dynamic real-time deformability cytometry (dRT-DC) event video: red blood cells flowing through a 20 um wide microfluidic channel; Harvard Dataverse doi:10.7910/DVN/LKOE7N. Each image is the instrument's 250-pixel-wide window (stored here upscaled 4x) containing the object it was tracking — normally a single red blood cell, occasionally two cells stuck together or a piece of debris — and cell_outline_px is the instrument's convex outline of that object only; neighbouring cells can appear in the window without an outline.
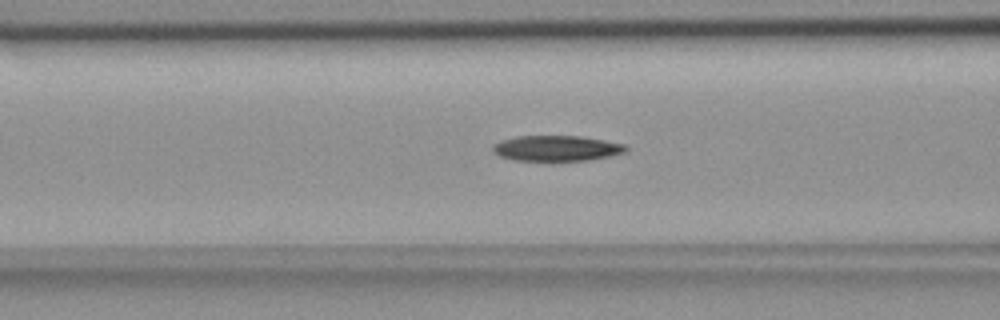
{"species": "common noctule bat (a hibernating species)", "species_latin": "Nyctalus noctula", "temperature_condition": "room temperature", "stored_images_in_passage": 34, "camera_frame_rate_fps": 3000, "um_per_image_px": 0.085, "animal": {"sex": "female", "body_mass_g": 18.4}, "frame": {"image": 1, "passage_image": 8, "time_ms": 2.333, "image_size_px": [1000, 320], "cell_outline_px": [[628, 152], [588, 160], [516, 160], [500, 156], [492, 152], [492, 144], [500, 140], [516, 136], [580, 136], [604, 140], [624, 144], [628, 148]], "centroid_in_image_um": [47.29, 12.59], "position_along_channel_um": 119.3, "area_um2": 19.77}}
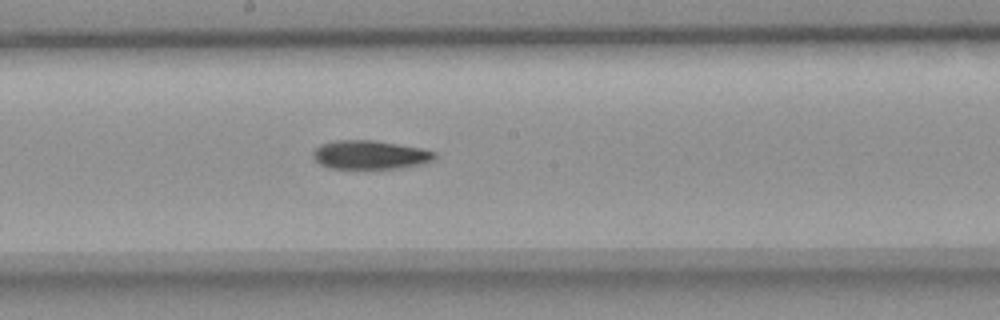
{"frame": {"image": 2, "passage_image": 16, "time_ms": 5.0, "image_size_px": [1000, 320], "cell_outline_px": [[436, 156], [432, 160], [420, 164], [400, 168], [328, 168], [320, 164], [312, 156], [312, 152], [320, 144], [332, 140], [372, 140], [420, 148], [436, 152]], "centroid_in_image_um": [31.4, 13.15], "position_along_channel_um": 216.8, "area_um2": 20.23}}
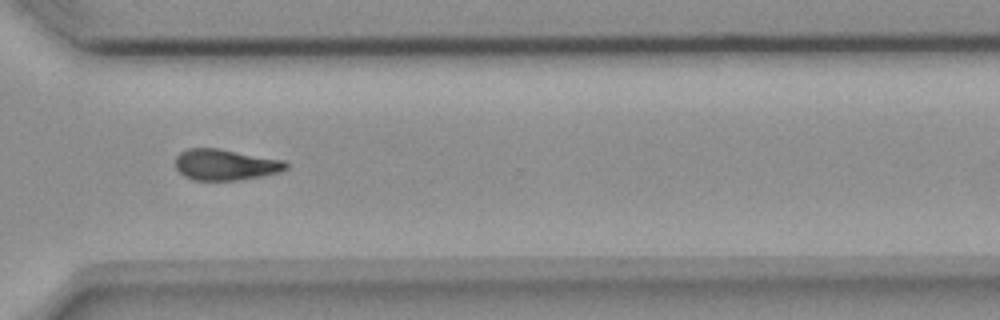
{"frame": {"image": 3, "passage_image": 27, "time_ms": 8.667, "image_size_px": [1000, 320], "cell_outline_px": [[288, 168], [280, 172], [264, 176], [236, 180], [192, 180], [184, 176], [176, 168], [176, 156], [180, 152], [188, 148], [220, 148], [288, 160]], "centroid_in_image_um": [19.21, 13.99], "position_along_channel_um": 351.4, "area_um2": 20.4}, "authors_computed_cell_mechanics": {"area_um2": 20.2878, "velocity_mm_per_s": 3.6719, "shape_relaxation_time_tau1_ms": null, "shape_relaxation_time_tau2_ms": 7.9555, "deformation_change_tau1": null, "deformation_change_tau2": 0.189}}